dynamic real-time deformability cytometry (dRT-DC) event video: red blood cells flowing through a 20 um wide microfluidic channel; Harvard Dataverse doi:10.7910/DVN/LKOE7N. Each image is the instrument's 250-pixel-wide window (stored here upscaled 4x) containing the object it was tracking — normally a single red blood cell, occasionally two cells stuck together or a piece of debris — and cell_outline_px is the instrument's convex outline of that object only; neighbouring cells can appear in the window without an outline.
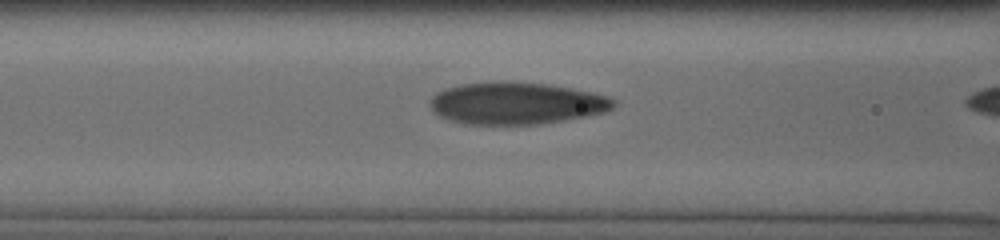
{"species": "human", "species_latin": "Homo sapiens", "temperature_condition": "cold", "stored_images_in_passage": 36, "camera_frame_rate_fps": 3000, "um_per_image_px": 0.085, "donor": {"sex": "male"}, "frame": {"image": 1, "passage_image": 15, "time_ms": 7.0, "image_size_px": [1000, 240], "cell_outline_px": [[616, 104], [612, 108], [604, 112], [564, 120], [540, 124], [464, 124], [440, 116], [428, 104], [428, 100], [436, 92], [444, 88], [460, 84], [492, 80], [500, 80], [548, 84], [572, 88], [592, 92], [608, 96], [616, 100]], "centroid_in_image_um": [43.86, 8.75], "position_along_channel_um": 122.7, "area_um2": 45.37}}
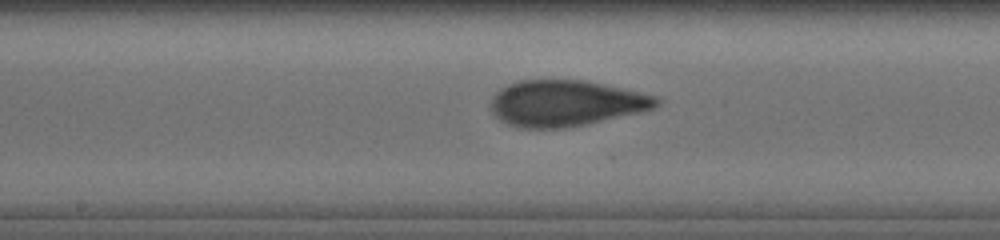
{"frame": {"image": 2, "passage_image": 22, "time_ms": 9.0, "image_size_px": [1000, 240], "cell_outline_px": [[664, 100], [656, 108], [640, 112], [584, 124], [564, 128], [520, 128], [508, 124], [500, 120], [488, 108], [492, 96], [500, 88], [508, 84], [520, 80], [584, 80], [660, 96]], "centroid_in_image_um": [48.1, 8.77], "position_along_channel_um": 200.1, "area_um2": 44.74}}
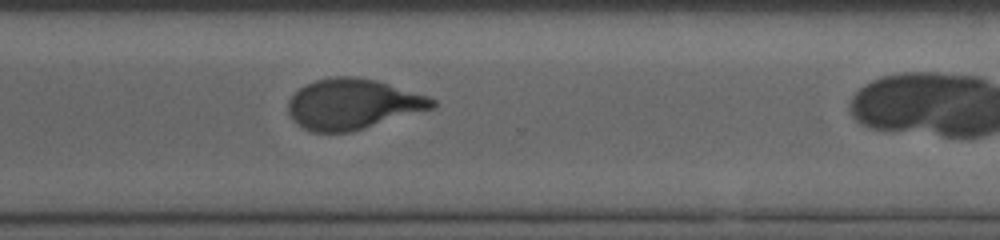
{"frame": {"image": 3, "passage_image": 34, "time_ms": 12.667, "image_size_px": [1000, 240], "cell_outline_px": [[436, 104], [432, 108], [348, 132], [312, 132], [304, 128], [292, 120], [288, 112], [288, 100], [300, 88], [316, 80], [332, 76], [356, 76], [376, 80], [428, 96], [436, 100]], "centroid_in_image_um": [29.95, 8.83], "position_along_channel_um": 340.7, "area_um2": 41.79}}